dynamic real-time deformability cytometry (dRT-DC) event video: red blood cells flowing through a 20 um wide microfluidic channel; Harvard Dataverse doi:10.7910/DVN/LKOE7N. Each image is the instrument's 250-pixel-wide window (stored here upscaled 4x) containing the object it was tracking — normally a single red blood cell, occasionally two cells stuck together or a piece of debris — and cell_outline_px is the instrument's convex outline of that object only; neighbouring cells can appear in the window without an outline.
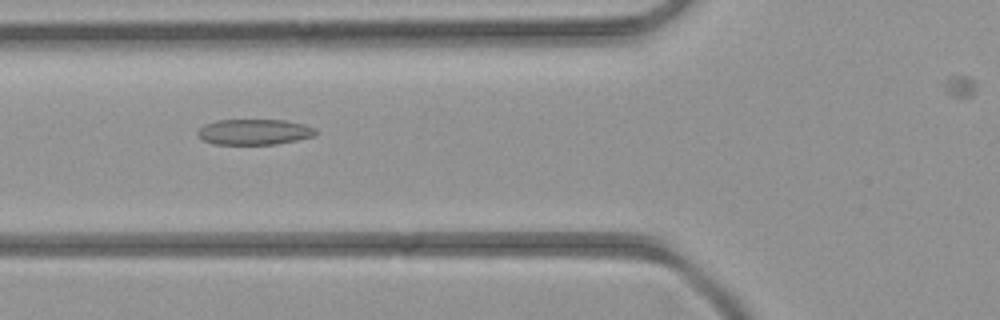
{"species": "common noctule bat (a hibernating species)", "species_latin": "Nyctalus noctula", "temperature_condition": "room temperature", "stored_images_in_passage": 5, "camera_frame_rate_fps": 3000, "um_per_image_px": 0.085, "animal": {"sex": "female", "body_mass_g": 21.9}, "frame": {"image": 1, "passage_image": 5, "time_ms": 5.0, "image_size_px": [1000, 320], "cell_outline_px": [[316, 136], [276, 144], [212, 144], [204, 140], [196, 132], [204, 124], [216, 120], [284, 120], [304, 124], [316, 128]], "centroid_in_image_um": [21.63, 11.21], "position_along_channel_um": 104.2, "area_um2": 17.63}}